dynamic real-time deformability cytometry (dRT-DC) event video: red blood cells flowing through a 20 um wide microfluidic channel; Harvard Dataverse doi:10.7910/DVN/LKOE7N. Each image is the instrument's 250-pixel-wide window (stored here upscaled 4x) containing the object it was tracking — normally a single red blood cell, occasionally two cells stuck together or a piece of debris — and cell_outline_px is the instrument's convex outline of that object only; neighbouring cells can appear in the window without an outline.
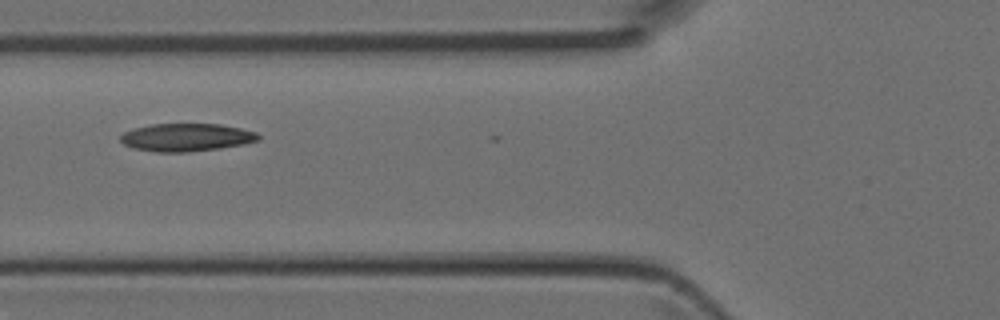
{"species": "Egyptian fruit bat (a non-hibernating species)", "species_latin": "Rousettus aegyptiacus", "temperature_condition": "room temperature", "stored_images_in_passage": 5, "camera_frame_rate_fps": 3000, "um_per_image_px": 0.085, "animal": {"sex": "female"}, "frame": {"image": 1, "passage_image": 5, "time_ms": 1.333, "image_size_px": [1000, 320], "cell_outline_px": [[260, 140], [244, 144], [220, 148], [188, 152], [156, 152], [132, 148], [124, 144], [120, 140], [120, 136], [124, 132], [136, 128], [152, 124], [220, 124], [240, 128], [256, 132], [260, 136]], "centroid_in_image_um": [15.85, 11.68], "position_along_channel_um": 109.9, "area_um2": 22.37}}